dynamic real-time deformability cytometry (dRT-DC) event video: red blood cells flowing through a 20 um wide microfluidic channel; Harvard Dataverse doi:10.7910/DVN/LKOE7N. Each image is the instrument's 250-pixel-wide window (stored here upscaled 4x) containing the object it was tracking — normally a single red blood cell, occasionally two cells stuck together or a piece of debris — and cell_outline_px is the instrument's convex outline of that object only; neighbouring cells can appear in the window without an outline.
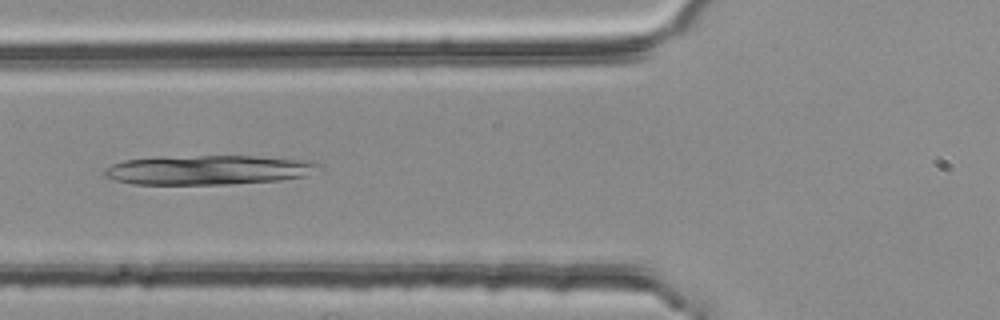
{"species": "common noctule bat (a hibernating species)", "species_latin": "Nyctalus noctula", "temperature_condition": "room temperature", "stored_images_in_passage": 5, "camera_frame_rate_fps": 3000, "um_per_image_px": 0.085, "animal": {"sex": "female", "body_mass_g": 25.1}, "frame": {"image": 1, "passage_image": 5, "time_ms": 1.333, "image_size_px": [1000, 320], "cell_outline_px": [[320, 164], [304, 176], [280, 180], [224, 184], [132, 184], [116, 180], [104, 176], [104, 168], [112, 164], [124, 160], [200, 156], [256, 156], [292, 160]], "centroid_in_image_um": [17.57, 14.46], "position_along_channel_um": 108.2, "area_um2": 35.55}}